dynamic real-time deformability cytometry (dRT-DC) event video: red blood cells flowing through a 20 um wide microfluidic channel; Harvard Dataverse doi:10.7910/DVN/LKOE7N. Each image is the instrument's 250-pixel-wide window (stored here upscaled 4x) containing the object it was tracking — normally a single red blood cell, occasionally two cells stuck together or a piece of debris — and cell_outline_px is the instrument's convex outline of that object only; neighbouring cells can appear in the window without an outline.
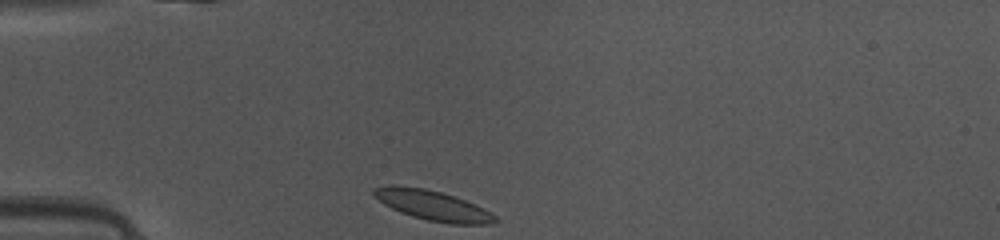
{"species": "common noctule bat (a hibernating species)", "species_latin": "Nyctalus noctula", "temperature_condition": "warm", "stored_images_in_passage": 36, "camera_frame_rate_fps": 3000, "um_per_image_px": 0.085, "animal": {"sex": "female", "body_mass_g": 10.0, "forearm_length_mm": 53.1}, "frame": {"image": 1, "passage_image": 1, "time_ms": 0.0, "image_size_px": [1000, 240], "cell_outline_px": [[500, 220], [488, 224], [448, 224], [428, 220], [412, 216], [400, 212], [384, 204], [372, 192], [376, 188], [388, 184], [396, 184], [424, 188], [440, 192], [476, 204], [484, 208], [496, 216]], "centroid_in_image_um": [36.8, 17.46], "position_along_channel_um": 48.2, "area_um2": 21.1}}
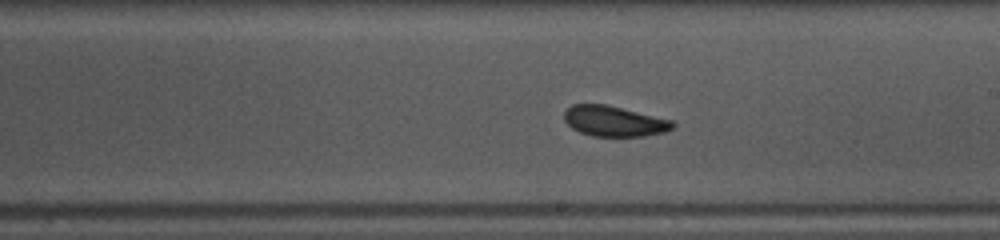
{"frame": {"image": 2, "passage_image": 16, "time_ms": 5.0, "image_size_px": [1000, 240], "cell_outline_px": [[676, 124], [672, 128], [664, 132], [644, 136], [592, 136], [580, 132], [572, 128], [564, 120], [564, 112], [572, 104], [604, 104], [672, 120]], "centroid_in_image_um": [52.18, 10.3], "position_along_channel_um": 236.8, "area_um2": 19.07}}
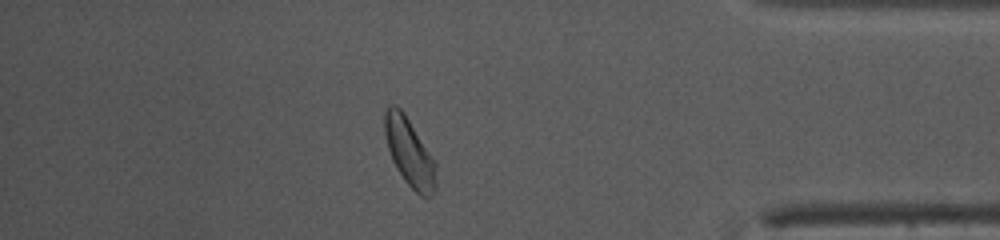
{"frame": {"image": 3, "passage_image": 30, "time_ms": 9.667, "image_size_px": [1000, 240], "cell_outline_px": [[436, 188], [432, 196], [424, 200], [404, 180], [396, 168], [392, 160], [388, 148], [384, 132], [384, 112], [388, 104], [396, 104], [404, 112], [436, 160]], "centroid_in_image_um": [34.82, 12.95], "position_along_channel_um": 400.4, "area_um2": 20.92}, "authors_computed_cell_mechanics": {"area_um2": 19.9988, "velocity_mm_per_s": 4.1004, "shape_relaxation_time_tau1_ms": 1.3981, "shape_relaxation_time_tau2_ms": 1.1092, "deformation_change_tau1": 0.0946, "deformation_change_tau2": 0.0612}}